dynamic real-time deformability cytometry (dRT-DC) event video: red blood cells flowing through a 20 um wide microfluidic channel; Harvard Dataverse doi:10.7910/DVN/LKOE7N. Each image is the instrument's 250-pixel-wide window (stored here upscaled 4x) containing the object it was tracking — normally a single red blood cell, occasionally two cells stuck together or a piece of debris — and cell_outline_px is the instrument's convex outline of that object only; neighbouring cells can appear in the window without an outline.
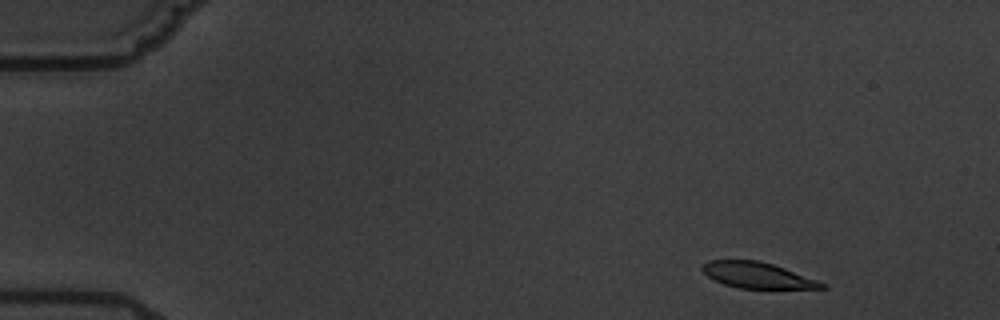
{"species": "common noctule bat (a hibernating species)", "species_latin": "Nyctalus noctula", "temperature_condition": "warm", "stored_images_in_passage": 6, "camera_frame_rate_fps": 3000, "um_per_image_px": 0.085, "animal": {"sex": "male", "body_mass_g": 19.5, "forearm_length_mm": 54.6}, "frame": {"image": 1, "passage_image": 1, "time_ms": 0.0, "image_size_px": [1000, 320], "cell_outline_px": [[828, 288], [740, 288], [724, 284], [708, 276], [700, 268], [708, 260], [756, 260], [772, 264], [784, 268], [828, 284]], "centroid_in_image_um": [64.38, 23.39], "position_along_channel_um": 20.6, "area_um2": 17.74}}
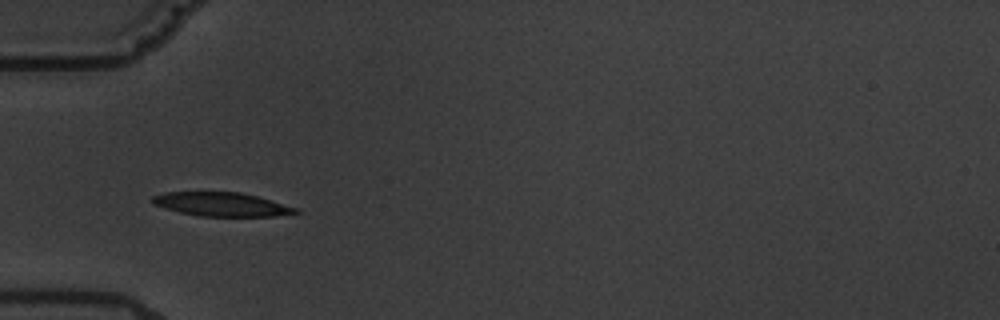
{"frame": {"image": 2, "passage_image": 4, "time_ms": 4.333, "image_size_px": [1000, 320], "cell_outline_px": [[300, 212], [276, 216], [200, 216], [180, 212], [152, 204], [148, 200], [152, 196], [164, 192], [240, 192], [256, 196], [296, 208]], "centroid_in_image_um": [18.75, 17.36], "position_along_channel_um": 66.2, "area_um2": 19.71}}
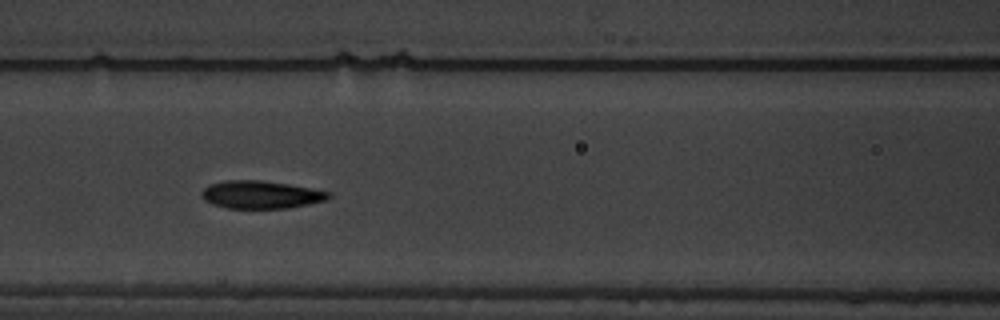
{"frame": {"image": 3, "passage_image": 6, "time_ms": 6.667, "image_size_px": [1000, 320], "cell_outline_px": [[332, 196], [324, 200], [308, 204], [288, 208], [228, 208], [212, 204], [204, 200], [200, 196], [200, 192], [208, 184], [224, 180], [260, 180], [288, 184], [312, 188], [332, 192]], "centroid_in_image_um": [22.14, 16.54], "position_along_channel_um": 144.5, "area_um2": 20.69}}